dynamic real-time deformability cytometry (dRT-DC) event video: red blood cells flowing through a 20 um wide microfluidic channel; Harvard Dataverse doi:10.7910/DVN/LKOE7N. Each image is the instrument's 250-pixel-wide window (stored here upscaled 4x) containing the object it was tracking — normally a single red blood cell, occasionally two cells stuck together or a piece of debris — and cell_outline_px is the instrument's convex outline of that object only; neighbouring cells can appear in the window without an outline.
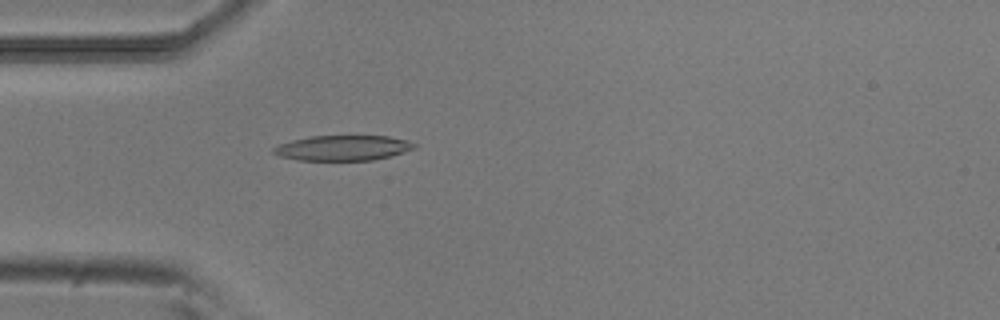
{"species": "common noctule bat (a hibernating species)", "species_latin": "Nyctalus noctula", "temperature_condition": "room temperature", "stored_images_in_passage": 52, "camera_frame_rate_fps": 3000, "um_per_image_px": 0.085, "animal": {"sex": "male", "body_mass_g": 20.5, "forearm_length_mm": 52.5}, "frame": {"image": 1, "passage_image": 15, "time_ms": 4.667, "image_size_px": [1000, 320], "cell_outline_px": [[416, 148], [392, 156], [372, 160], [300, 160], [280, 156], [272, 152], [272, 148], [280, 144], [292, 140], [312, 136], [388, 136], [408, 140], [416, 144]], "centroid_in_image_um": [29.18, 12.57], "position_along_channel_um": 55.8, "area_um2": 20.63}}
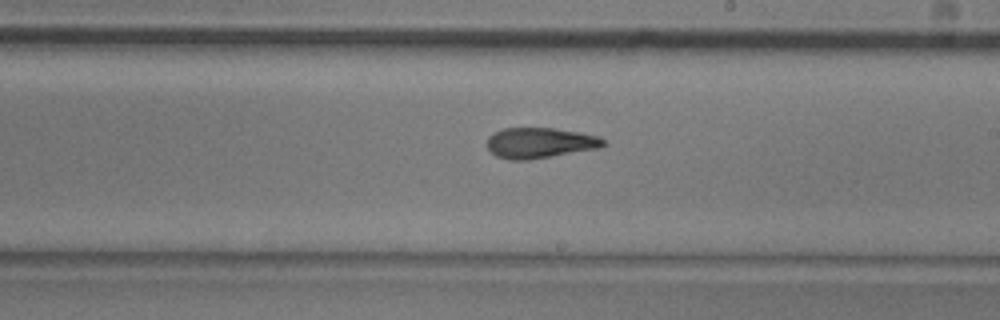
{"frame": {"image": 2, "passage_image": 30, "time_ms": 9.667, "image_size_px": [1000, 320], "cell_outline_px": [[608, 144], [600, 148], [528, 160], [508, 160], [496, 156], [488, 148], [488, 136], [504, 128], [552, 128], [580, 132], [596, 136], [604, 140]], "centroid_in_image_um": [45.9, 12.15], "position_along_channel_um": 243.1, "area_um2": 20.63}}
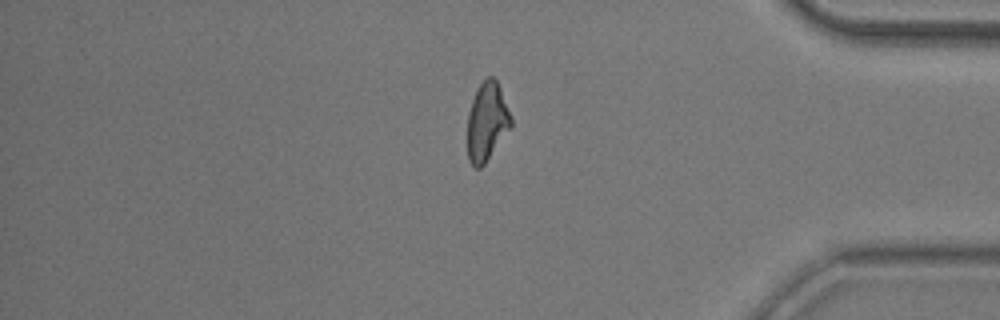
{"frame": {"image": 3, "passage_image": 44, "time_ms": 14.333, "image_size_px": [1000, 320], "cell_outline_px": [[512, 124], [484, 164], [480, 168], [476, 168], [468, 160], [468, 112], [472, 100], [480, 84], [488, 76], [492, 76], [496, 80], [500, 88], [512, 116]], "centroid_in_image_um": [41.39, 10.33], "position_along_channel_um": 393.8, "area_um2": 19.54}, "authors_computed_cell_mechanics": {"area_um2": 20.6346, "velocity_mm_per_s": 3.819, "shape_relaxation_time_tau1_ms": 5.2936, "shape_relaxation_time_tau2_ms": 2.3079, "deformation_change_tau1": 0.1892, "deformation_change_tau2": 0.1154}}